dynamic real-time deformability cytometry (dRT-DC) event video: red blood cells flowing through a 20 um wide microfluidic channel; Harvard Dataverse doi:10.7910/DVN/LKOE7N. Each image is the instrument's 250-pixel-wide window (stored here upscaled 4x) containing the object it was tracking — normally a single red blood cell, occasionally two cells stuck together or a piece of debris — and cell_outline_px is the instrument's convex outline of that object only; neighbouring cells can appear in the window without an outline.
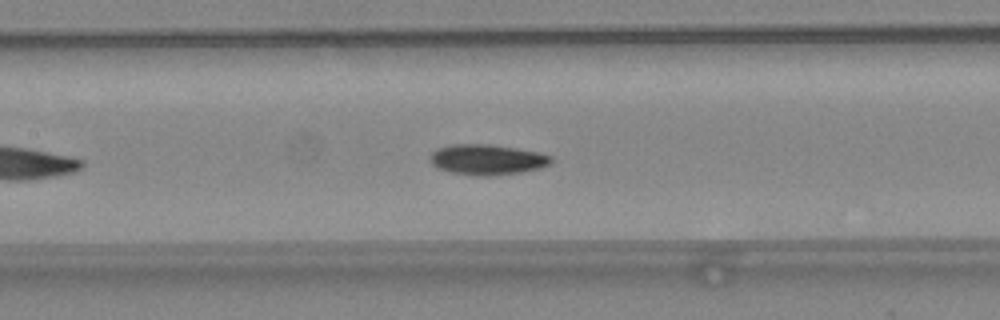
{"species": "common noctule bat (a hibernating species)", "species_latin": "Nyctalus noctula", "temperature_condition": "warm", "stored_images_in_passage": 35, "camera_frame_rate_fps": 3000, "um_per_image_px": 0.085, "animal": {"sex": "female", "body_mass_g": 24.6, "forearm_length_mm": 56.2}, "frame": {"image": 1, "passage_image": 11, "time_ms": 3.333, "image_size_px": [1000, 320], "cell_outline_px": [[552, 164], [540, 168], [520, 172], [496, 176], [480, 176], [448, 172], [436, 168], [432, 164], [432, 152], [436, 148], [452, 144], [492, 144], [516, 148], [536, 152], [552, 156]], "centroid_in_image_um": [41.41, 13.57], "position_along_channel_um": 166.0, "area_um2": 21.62}}
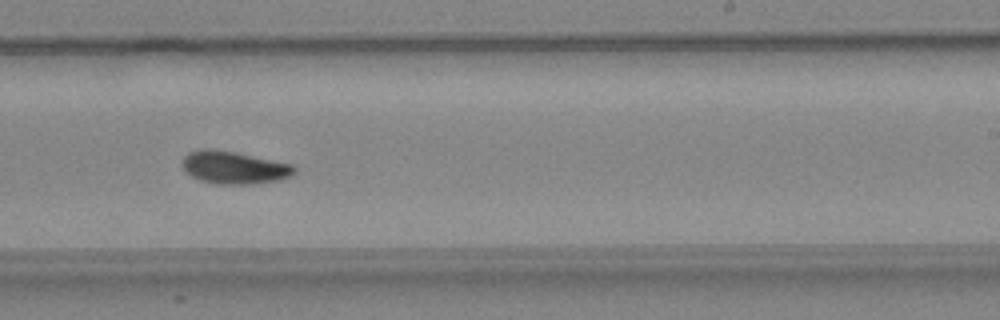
{"frame": {"image": 2, "passage_image": 18, "time_ms": 5.667, "image_size_px": [1000, 320], "cell_outline_px": [[296, 172], [292, 176], [280, 180], [252, 184], [216, 184], [200, 180], [192, 176], [180, 164], [184, 156], [188, 152], [200, 148], [204, 148], [236, 152], [292, 164], [296, 168]], "centroid_in_image_um": [19.9, 14.24], "position_along_channel_um": 269.1, "area_um2": 21.44}}
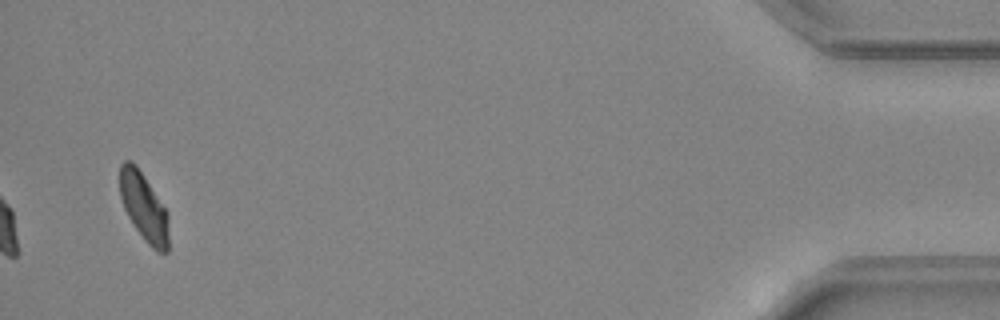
{"frame": {"image": 3, "passage_image": 34, "time_ms": 11.0, "image_size_px": [1000, 320], "cell_outline_px": [[168, 252], [156, 252], [148, 244], [136, 228], [128, 216], [124, 208], [120, 196], [120, 164], [124, 160], [132, 160], [136, 164], [168, 212]], "centroid_in_image_um": [12.23, 17.57], "position_along_channel_um": 423.0, "area_um2": 19.36}, "authors_computed_cell_mechanics": {"area_um2": 20.6924, "velocity_mm_per_s": 4.4521, "shape_relaxation_time_tau1_ms": 3.1662, "shape_relaxation_time_tau2_ms": 9.4915, "deformation_change_tau1": 0.117, "deformation_change_tau2": 0.1342}}